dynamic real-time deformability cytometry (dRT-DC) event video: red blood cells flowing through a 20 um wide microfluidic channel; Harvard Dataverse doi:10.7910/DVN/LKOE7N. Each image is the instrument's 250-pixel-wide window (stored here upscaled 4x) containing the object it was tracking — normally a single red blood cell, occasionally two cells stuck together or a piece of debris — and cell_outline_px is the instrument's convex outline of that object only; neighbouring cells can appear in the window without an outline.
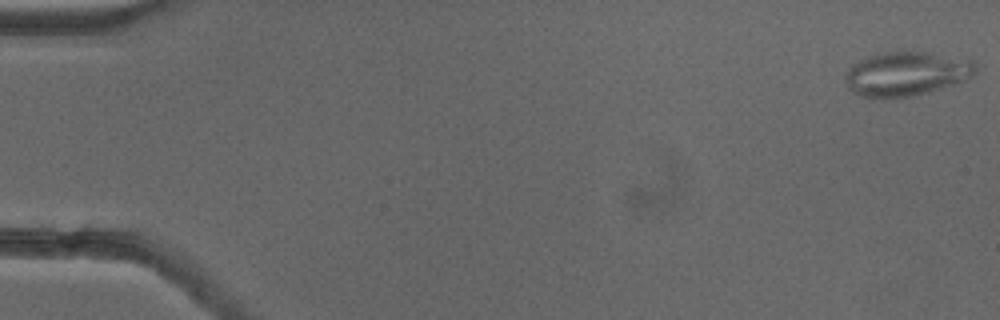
{"species": "common noctule bat (a hibernating species)", "species_latin": "Nyctalus noctula", "temperature_condition": "cold", "stored_images_in_passage": 53, "camera_frame_rate_fps": 3000, "um_per_image_px": 0.085, "animal": {"sex": "female"}, "frame": {"image": 1, "passage_image": 1, "time_ms": 0.0, "image_size_px": [1000, 320], "cell_outline_px": [[976, 72], [972, 76], [964, 80], [928, 92], [912, 96], [884, 100], [860, 96], [852, 92], [848, 88], [844, 80], [844, 76], [852, 64], [868, 56], [880, 52], [932, 52], [972, 60], [976, 64]], "centroid_in_image_um": [76.99, 6.29], "position_along_channel_um": 8.0, "area_um2": 33.99}}
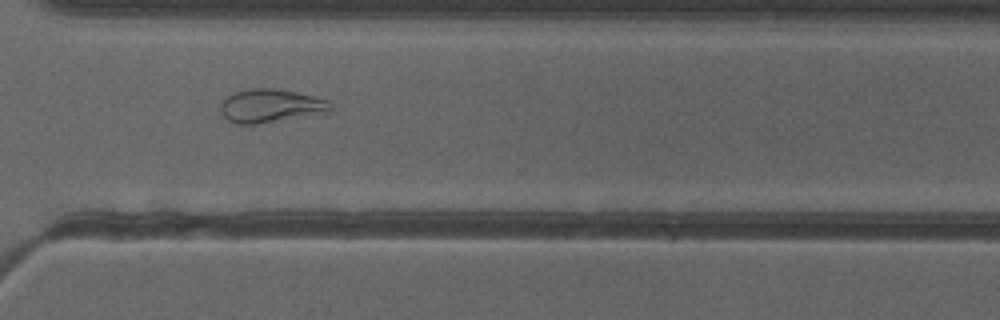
{"frame": {"image": 2, "passage_image": 39, "time_ms": 12.667, "image_size_px": [1000, 320], "cell_outline_px": [[332, 108], [256, 124], [236, 124], [228, 120], [220, 112], [220, 100], [224, 96], [232, 92], [248, 88], [272, 88], [296, 92], [328, 100], [332, 104]], "centroid_in_image_um": [22.8, 8.95], "position_along_channel_um": 347.8, "area_um2": 20.69}}
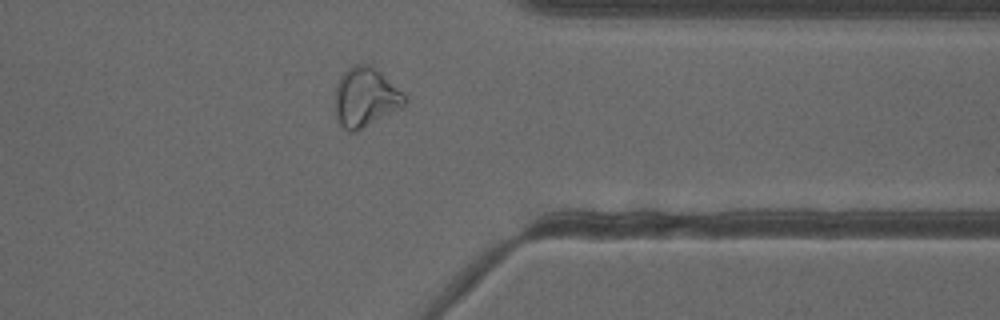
{"frame": {"image": 3, "passage_image": 42, "time_ms": 13.667, "image_size_px": [1000, 320], "cell_outline_px": [[408, 100], [400, 108], [356, 132], [348, 132], [340, 124], [336, 116], [336, 84], [340, 76], [352, 64], [372, 64]], "centroid_in_image_um": [31.02, 8.27], "position_along_channel_um": 380.4, "area_um2": 23.7}, "authors_computed_cell_mechanics": {"area_um2": 25.6054, "velocity_mm_per_s": 3.9025, "shape_relaxation_time_tau1_ms": null, "shape_relaxation_time_tau2_ms": 2.8642, "deformation_change_tau1": null, "deformation_change_tau2": 0.1143}}